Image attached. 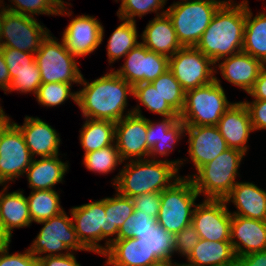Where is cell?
<instances>
[{
  "label": "cell",
  "instance_id": "60d3db41",
  "mask_svg": "<svg viewBox=\"0 0 266 266\" xmlns=\"http://www.w3.org/2000/svg\"><path fill=\"white\" fill-rule=\"evenodd\" d=\"M159 226L157 218L141 213L134 209V213L123 223L118 232V239L136 238L137 235L146 233Z\"/></svg>",
  "mask_w": 266,
  "mask_h": 266
},
{
  "label": "cell",
  "instance_id": "cb8c5ba5",
  "mask_svg": "<svg viewBox=\"0 0 266 266\" xmlns=\"http://www.w3.org/2000/svg\"><path fill=\"white\" fill-rule=\"evenodd\" d=\"M109 266H151L160 260L141 238L118 239L103 254Z\"/></svg>",
  "mask_w": 266,
  "mask_h": 266
},
{
  "label": "cell",
  "instance_id": "f1b7e54d",
  "mask_svg": "<svg viewBox=\"0 0 266 266\" xmlns=\"http://www.w3.org/2000/svg\"><path fill=\"white\" fill-rule=\"evenodd\" d=\"M246 0V19L242 52L251 55L266 65V13H253Z\"/></svg>",
  "mask_w": 266,
  "mask_h": 266
},
{
  "label": "cell",
  "instance_id": "d6a6232c",
  "mask_svg": "<svg viewBox=\"0 0 266 266\" xmlns=\"http://www.w3.org/2000/svg\"><path fill=\"white\" fill-rule=\"evenodd\" d=\"M114 197L104 198V207L108 221V247L118 240V232L123 223L134 213V204L130 197L118 192ZM111 236H115L110 238Z\"/></svg>",
  "mask_w": 266,
  "mask_h": 266
},
{
  "label": "cell",
  "instance_id": "30bf717a",
  "mask_svg": "<svg viewBox=\"0 0 266 266\" xmlns=\"http://www.w3.org/2000/svg\"><path fill=\"white\" fill-rule=\"evenodd\" d=\"M76 235L82 246L88 251L103 255L108 249V221L104 198L81 206H74L69 211ZM105 240L104 246L99 244Z\"/></svg>",
  "mask_w": 266,
  "mask_h": 266
},
{
  "label": "cell",
  "instance_id": "8fae6325",
  "mask_svg": "<svg viewBox=\"0 0 266 266\" xmlns=\"http://www.w3.org/2000/svg\"><path fill=\"white\" fill-rule=\"evenodd\" d=\"M50 32L36 18L6 10L1 22L0 44L36 54Z\"/></svg>",
  "mask_w": 266,
  "mask_h": 266
},
{
  "label": "cell",
  "instance_id": "8992f818",
  "mask_svg": "<svg viewBox=\"0 0 266 266\" xmlns=\"http://www.w3.org/2000/svg\"><path fill=\"white\" fill-rule=\"evenodd\" d=\"M234 102L227 99L220 80L185 92V104L179 119L185 126L217 125L222 115Z\"/></svg>",
  "mask_w": 266,
  "mask_h": 266
},
{
  "label": "cell",
  "instance_id": "9a60e30c",
  "mask_svg": "<svg viewBox=\"0 0 266 266\" xmlns=\"http://www.w3.org/2000/svg\"><path fill=\"white\" fill-rule=\"evenodd\" d=\"M124 58V64L114 71L133 87L139 83H151L169 70V57L150 51L142 43Z\"/></svg>",
  "mask_w": 266,
  "mask_h": 266
},
{
  "label": "cell",
  "instance_id": "f907efd6",
  "mask_svg": "<svg viewBox=\"0 0 266 266\" xmlns=\"http://www.w3.org/2000/svg\"><path fill=\"white\" fill-rule=\"evenodd\" d=\"M39 266H81L77 262L74 252L64 256H46L39 260Z\"/></svg>",
  "mask_w": 266,
  "mask_h": 266
},
{
  "label": "cell",
  "instance_id": "c3c4849f",
  "mask_svg": "<svg viewBox=\"0 0 266 266\" xmlns=\"http://www.w3.org/2000/svg\"><path fill=\"white\" fill-rule=\"evenodd\" d=\"M248 109L254 131L266 129V100L243 101Z\"/></svg>",
  "mask_w": 266,
  "mask_h": 266
},
{
  "label": "cell",
  "instance_id": "4316f807",
  "mask_svg": "<svg viewBox=\"0 0 266 266\" xmlns=\"http://www.w3.org/2000/svg\"><path fill=\"white\" fill-rule=\"evenodd\" d=\"M59 155L33 159L26 170V178L29 188L32 190H53L58 183H62L64 175L68 171L67 162L61 161Z\"/></svg>",
  "mask_w": 266,
  "mask_h": 266
},
{
  "label": "cell",
  "instance_id": "f5cc1de1",
  "mask_svg": "<svg viewBox=\"0 0 266 266\" xmlns=\"http://www.w3.org/2000/svg\"><path fill=\"white\" fill-rule=\"evenodd\" d=\"M248 94L254 100H266V65L262 67L253 88Z\"/></svg>",
  "mask_w": 266,
  "mask_h": 266
},
{
  "label": "cell",
  "instance_id": "484cf974",
  "mask_svg": "<svg viewBox=\"0 0 266 266\" xmlns=\"http://www.w3.org/2000/svg\"><path fill=\"white\" fill-rule=\"evenodd\" d=\"M8 185L0 191V221L4 231L12 237L14 228L29 227L32 223L28 202L23 191L7 192Z\"/></svg>",
  "mask_w": 266,
  "mask_h": 266
},
{
  "label": "cell",
  "instance_id": "e575fe53",
  "mask_svg": "<svg viewBox=\"0 0 266 266\" xmlns=\"http://www.w3.org/2000/svg\"><path fill=\"white\" fill-rule=\"evenodd\" d=\"M122 163L118 148L116 144H113L84 154L82 164L85 165L87 170L104 175L113 172Z\"/></svg>",
  "mask_w": 266,
  "mask_h": 266
},
{
  "label": "cell",
  "instance_id": "11a10c76",
  "mask_svg": "<svg viewBox=\"0 0 266 266\" xmlns=\"http://www.w3.org/2000/svg\"><path fill=\"white\" fill-rule=\"evenodd\" d=\"M58 9H59V13H58V16H63L64 14V16H70L71 17V15L73 14L72 13V11L70 12V10H69V12L67 11L68 10V5H70L71 3H68V2H64V0H50ZM66 4V5H65ZM67 6V7H66Z\"/></svg>",
  "mask_w": 266,
  "mask_h": 266
},
{
  "label": "cell",
  "instance_id": "7402d4cb",
  "mask_svg": "<svg viewBox=\"0 0 266 266\" xmlns=\"http://www.w3.org/2000/svg\"><path fill=\"white\" fill-rule=\"evenodd\" d=\"M228 205L232 202L237 209L232 216L266 221V190L252 182H237L223 199Z\"/></svg>",
  "mask_w": 266,
  "mask_h": 266
},
{
  "label": "cell",
  "instance_id": "83f0119b",
  "mask_svg": "<svg viewBox=\"0 0 266 266\" xmlns=\"http://www.w3.org/2000/svg\"><path fill=\"white\" fill-rule=\"evenodd\" d=\"M183 266H233L236 260L230 241L199 239Z\"/></svg>",
  "mask_w": 266,
  "mask_h": 266
},
{
  "label": "cell",
  "instance_id": "6f0895ef",
  "mask_svg": "<svg viewBox=\"0 0 266 266\" xmlns=\"http://www.w3.org/2000/svg\"><path fill=\"white\" fill-rule=\"evenodd\" d=\"M151 266H183V264L173 262L172 260H166V261H160V262L155 263Z\"/></svg>",
  "mask_w": 266,
  "mask_h": 266
},
{
  "label": "cell",
  "instance_id": "7dc6e473",
  "mask_svg": "<svg viewBox=\"0 0 266 266\" xmlns=\"http://www.w3.org/2000/svg\"><path fill=\"white\" fill-rule=\"evenodd\" d=\"M9 247L0 251V266H39V259L29 249L9 254Z\"/></svg>",
  "mask_w": 266,
  "mask_h": 266
},
{
  "label": "cell",
  "instance_id": "7a4b0ae2",
  "mask_svg": "<svg viewBox=\"0 0 266 266\" xmlns=\"http://www.w3.org/2000/svg\"><path fill=\"white\" fill-rule=\"evenodd\" d=\"M245 19L246 0L222 4L195 47L215 64L242 52Z\"/></svg>",
  "mask_w": 266,
  "mask_h": 266
},
{
  "label": "cell",
  "instance_id": "3957f363",
  "mask_svg": "<svg viewBox=\"0 0 266 266\" xmlns=\"http://www.w3.org/2000/svg\"><path fill=\"white\" fill-rule=\"evenodd\" d=\"M183 161L187 159L129 160L113 178L112 186L115 192L130 198L150 192L161 193L181 177L177 173Z\"/></svg>",
  "mask_w": 266,
  "mask_h": 266
},
{
  "label": "cell",
  "instance_id": "680465c9",
  "mask_svg": "<svg viewBox=\"0 0 266 266\" xmlns=\"http://www.w3.org/2000/svg\"><path fill=\"white\" fill-rule=\"evenodd\" d=\"M4 0H0V30H1V22H2V18H3V15L5 14V11L7 10L5 7H4ZM0 47H1V44H0Z\"/></svg>",
  "mask_w": 266,
  "mask_h": 266
},
{
  "label": "cell",
  "instance_id": "8d00e7d4",
  "mask_svg": "<svg viewBox=\"0 0 266 266\" xmlns=\"http://www.w3.org/2000/svg\"><path fill=\"white\" fill-rule=\"evenodd\" d=\"M151 83L161 97L180 114L185 104V91L175 79L173 73L167 70Z\"/></svg>",
  "mask_w": 266,
  "mask_h": 266
},
{
  "label": "cell",
  "instance_id": "836d02e7",
  "mask_svg": "<svg viewBox=\"0 0 266 266\" xmlns=\"http://www.w3.org/2000/svg\"><path fill=\"white\" fill-rule=\"evenodd\" d=\"M133 97L137 99L138 104H142L152 113L162 117H179V114L161 97L152 83L135 85Z\"/></svg>",
  "mask_w": 266,
  "mask_h": 266
},
{
  "label": "cell",
  "instance_id": "52a82bcc",
  "mask_svg": "<svg viewBox=\"0 0 266 266\" xmlns=\"http://www.w3.org/2000/svg\"><path fill=\"white\" fill-rule=\"evenodd\" d=\"M199 193L190 178L180 177L161 192L158 224L167 232L176 235L192 224L193 212Z\"/></svg>",
  "mask_w": 266,
  "mask_h": 266
},
{
  "label": "cell",
  "instance_id": "74e56055",
  "mask_svg": "<svg viewBox=\"0 0 266 266\" xmlns=\"http://www.w3.org/2000/svg\"><path fill=\"white\" fill-rule=\"evenodd\" d=\"M69 83H43L36 94V101L46 107H55L64 104L69 98L77 103V91H71Z\"/></svg>",
  "mask_w": 266,
  "mask_h": 266
},
{
  "label": "cell",
  "instance_id": "f6af8a7d",
  "mask_svg": "<svg viewBox=\"0 0 266 266\" xmlns=\"http://www.w3.org/2000/svg\"><path fill=\"white\" fill-rule=\"evenodd\" d=\"M199 240L198 233L195 227L190 224L182 229L179 233L174 235V248L175 253L181 257H188L193 248L197 245Z\"/></svg>",
  "mask_w": 266,
  "mask_h": 266
},
{
  "label": "cell",
  "instance_id": "f35d334b",
  "mask_svg": "<svg viewBox=\"0 0 266 266\" xmlns=\"http://www.w3.org/2000/svg\"><path fill=\"white\" fill-rule=\"evenodd\" d=\"M117 1L119 0H116V2ZM166 3V0H121L117 16L125 20L136 22V16L142 18L144 15L151 12H157L155 16L165 14L166 10L163 8Z\"/></svg>",
  "mask_w": 266,
  "mask_h": 266
},
{
  "label": "cell",
  "instance_id": "d6986e66",
  "mask_svg": "<svg viewBox=\"0 0 266 266\" xmlns=\"http://www.w3.org/2000/svg\"><path fill=\"white\" fill-rule=\"evenodd\" d=\"M13 123L20 129L31 155L52 157L61 155L59 133L39 117L25 116L23 125Z\"/></svg>",
  "mask_w": 266,
  "mask_h": 266
},
{
  "label": "cell",
  "instance_id": "4fadbf2b",
  "mask_svg": "<svg viewBox=\"0 0 266 266\" xmlns=\"http://www.w3.org/2000/svg\"><path fill=\"white\" fill-rule=\"evenodd\" d=\"M215 65L196 47H182L169 57V70L185 92L214 81L218 71Z\"/></svg>",
  "mask_w": 266,
  "mask_h": 266
},
{
  "label": "cell",
  "instance_id": "e0dca14e",
  "mask_svg": "<svg viewBox=\"0 0 266 266\" xmlns=\"http://www.w3.org/2000/svg\"><path fill=\"white\" fill-rule=\"evenodd\" d=\"M104 27L99 19L90 15H77L66 26L62 38L66 49L75 57H85L102 44Z\"/></svg>",
  "mask_w": 266,
  "mask_h": 266
},
{
  "label": "cell",
  "instance_id": "ee69618b",
  "mask_svg": "<svg viewBox=\"0 0 266 266\" xmlns=\"http://www.w3.org/2000/svg\"><path fill=\"white\" fill-rule=\"evenodd\" d=\"M9 72H20L29 68L35 54L19 51L11 47H0Z\"/></svg>",
  "mask_w": 266,
  "mask_h": 266
},
{
  "label": "cell",
  "instance_id": "ac0fdd59",
  "mask_svg": "<svg viewBox=\"0 0 266 266\" xmlns=\"http://www.w3.org/2000/svg\"><path fill=\"white\" fill-rule=\"evenodd\" d=\"M188 135V153L196 171L214 160L229 147L216 125L185 126Z\"/></svg>",
  "mask_w": 266,
  "mask_h": 266
},
{
  "label": "cell",
  "instance_id": "603a6c76",
  "mask_svg": "<svg viewBox=\"0 0 266 266\" xmlns=\"http://www.w3.org/2000/svg\"><path fill=\"white\" fill-rule=\"evenodd\" d=\"M215 68L220 70L222 77L230 84L249 93L257 80L264 64L249 54L240 52L223 58Z\"/></svg>",
  "mask_w": 266,
  "mask_h": 266
},
{
  "label": "cell",
  "instance_id": "681fc988",
  "mask_svg": "<svg viewBox=\"0 0 266 266\" xmlns=\"http://www.w3.org/2000/svg\"><path fill=\"white\" fill-rule=\"evenodd\" d=\"M185 124L182 120H178L161 139V156H167L172 153L176 143L186 136Z\"/></svg>",
  "mask_w": 266,
  "mask_h": 266
},
{
  "label": "cell",
  "instance_id": "bcb514c9",
  "mask_svg": "<svg viewBox=\"0 0 266 266\" xmlns=\"http://www.w3.org/2000/svg\"><path fill=\"white\" fill-rule=\"evenodd\" d=\"M131 199L134 204V209L154 218L158 217L161 204V193L150 192L133 196Z\"/></svg>",
  "mask_w": 266,
  "mask_h": 266
},
{
  "label": "cell",
  "instance_id": "d590c367",
  "mask_svg": "<svg viewBox=\"0 0 266 266\" xmlns=\"http://www.w3.org/2000/svg\"><path fill=\"white\" fill-rule=\"evenodd\" d=\"M136 238H141L151 252L160 260H172L175 253L174 248V235L167 232L160 225L157 229L147 231L146 233L137 235Z\"/></svg>",
  "mask_w": 266,
  "mask_h": 266
},
{
  "label": "cell",
  "instance_id": "b9f144b4",
  "mask_svg": "<svg viewBox=\"0 0 266 266\" xmlns=\"http://www.w3.org/2000/svg\"><path fill=\"white\" fill-rule=\"evenodd\" d=\"M4 7L11 12L33 17L34 15H58L59 9L50 0H9ZM13 3V5H12Z\"/></svg>",
  "mask_w": 266,
  "mask_h": 266
},
{
  "label": "cell",
  "instance_id": "4dcf8cb0",
  "mask_svg": "<svg viewBox=\"0 0 266 266\" xmlns=\"http://www.w3.org/2000/svg\"><path fill=\"white\" fill-rule=\"evenodd\" d=\"M122 23L112 32L107 42V57L109 65L125 57L141 42L138 40L136 22L119 18Z\"/></svg>",
  "mask_w": 266,
  "mask_h": 266
},
{
  "label": "cell",
  "instance_id": "7bdbcfd3",
  "mask_svg": "<svg viewBox=\"0 0 266 266\" xmlns=\"http://www.w3.org/2000/svg\"><path fill=\"white\" fill-rule=\"evenodd\" d=\"M178 120L179 117H163L159 122L148 119L147 146L151 160H155L157 155L161 156V139Z\"/></svg>",
  "mask_w": 266,
  "mask_h": 266
},
{
  "label": "cell",
  "instance_id": "5b68a950",
  "mask_svg": "<svg viewBox=\"0 0 266 266\" xmlns=\"http://www.w3.org/2000/svg\"><path fill=\"white\" fill-rule=\"evenodd\" d=\"M233 0H180L166 8L182 47H195L218 8Z\"/></svg>",
  "mask_w": 266,
  "mask_h": 266
},
{
  "label": "cell",
  "instance_id": "9f6ffc18",
  "mask_svg": "<svg viewBox=\"0 0 266 266\" xmlns=\"http://www.w3.org/2000/svg\"><path fill=\"white\" fill-rule=\"evenodd\" d=\"M11 240V237L4 231L0 221V251L10 246Z\"/></svg>",
  "mask_w": 266,
  "mask_h": 266
},
{
  "label": "cell",
  "instance_id": "2e32d148",
  "mask_svg": "<svg viewBox=\"0 0 266 266\" xmlns=\"http://www.w3.org/2000/svg\"><path fill=\"white\" fill-rule=\"evenodd\" d=\"M232 215L224 200L204 199L192 217L199 239L230 241Z\"/></svg>",
  "mask_w": 266,
  "mask_h": 266
},
{
  "label": "cell",
  "instance_id": "7c38bea8",
  "mask_svg": "<svg viewBox=\"0 0 266 266\" xmlns=\"http://www.w3.org/2000/svg\"><path fill=\"white\" fill-rule=\"evenodd\" d=\"M9 119L0 127V181L7 185L20 176L33 161L20 129Z\"/></svg>",
  "mask_w": 266,
  "mask_h": 266
},
{
  "label": "cell",
  "instance_id": "5bb4252c",
  "mask_svg": "<svg viewBox=\"0 0 266 266\" xmlns=\"http://www.w3.org/2000/svg\"><path fill=\"white\" fill-rule=\"evenodd\" d=\"M132 110L133 113L116 122L115 127V144L123 162L149 158L148 118L142 115L140 104Z\"/></svg>",
  "mask_w": 266,
  "mask_h": 266
},
{
  "label": "cell",
  "instance_id": "f546056e",
  "mask_svg": "<svg viewBox=\"0 0 266 266\" xmlns=\"http://www.w3.org/2000/svg\"><path fill=\"white\" fill-rule=\"evenodd\" d=\"M79 140L84 154L115 144L116 123L110 120L84 118Z\"/></svg>",
  "mask_w": 266,
  "mask_h": 266
},
{
  "label": "cell",
  "instance_id": "44dd1931",
  "mask_svg": "<svg viewBox=\"0 0 266 266\" xmlns=\"http://www.w3.org/2000/svg\"><path fill=\"white\" fill-rule=\"evenodd\" d=\"M230 242L236 257L266 250V221L232 216Z\"/></svg>",
  "mask_w": 266,
  "mask_h": 266
},
{
  "label": "cell",
  "instance_id": "db71d44e",
  "mask_svg": "<svg viewBox=\"0 0 266 266\" xmlns=\"http://www.w3.org/2000/svg\"><path fill=\"white\" fill-rule=\"evenodd\" d=\"M10 83L8 67L0 49V89L4 91V94L8 91Z\"/></svg>",
  "mask_w": 266,
  "mask_h": 266
},
{
  "label": "cell",
  "instance_id": "d4e9b609",
  "mask_svg": "<svg viewBox=\"0 0 266 266\" xmlns=\"http://www.w3.org/2000/svg\"><path fill=\"white\" fill-rule=\"evenodd\" d=\"M142 44L150 51L173 56L182 48L168 15L162 14L149 21L141 34Z\"/></svg>",
  "mask_w": 266,
  "mask_h": 266
},
{
  "label": "cell",
  "instance_id": "ba28073f",
  "mask_svg": "<svg viewBox=\"0 0 266 266\" xmlns=\"http://www.w3.org/2000/svg\"><path fill=\"white\" fill-rule=\"evenodd\" d=\"M75 58L77 57L66 49L63 39L59 43L58 39L49 33L35 54L42 84L55 82L80 84L83 74Z\"/></svg>",
  "mask_w": 266,
  "mask_h": 266
},
{
  "label": "cell",
  "instance_id": "6da1fadb",
  "mask_svg": "<svg viewBox=\"0 0 266 266\" xmlns=\"http://www.w3.org/2000/svg\"><path fill=\"white\" fill-rule=\"evenodd\" d=\"M77 91V105L83 117L93 120L118 122L133 113L126 107L128 95L133 96L134 87L121 78L113 69L89 83L82 75Z\"/></svg>",
  "mask_w": 266,
  "mask_h": 266
},
{
  "label": "cell",
  "instance_id": "91938a15",
  "mask_svg": "<svg viewBox=\"0 0 266 266\" xmlns=\"http://www.w3.org/2000/svg\"><path fill=\"white\" fill-rule=\"evenodd\" d=\"M9 119V115L5 114V111H0V127Z\"/></svg>",
  "mask_w": 266,
  "mask_h": 266
},
{
  "label": "cell",
  "instance_id": "1f68e13d",
  "mask_svg": "<svg viewBox=\"0 0 266 266\" xmlns=\"http://www.w3.org/2000/svg\"><path fill=\"white\" fill-rule=\"evenodd\" d=\"M32 222H40L57 216L64 211L59 193L53 190H31L26 197Z\"/></svg>",
  "mask_w": 266,
  "mask_h": 266
},
{
  "label": "cell",
  "instance_id": "816d5d0a",
  "mask_svg": "<svg viewBox=\"0 0 266 266\" xmlns=\"http://www.w3.org/2000/svg\"><path fill=\"white\" fill-rule=\"evenodd\" d=\"M233 266H266V250L238 256Z\"/></svg>",
  "mask_w": 266,
  "mask_h": 266
},
{
  "label": "cell",
  "instance_id": "9c48e42d",
  "mask_svg": "<svg viewBox=\"0 0 266 266\" xmlns=\"http://www.w3.org/2000/svg\"><path fill=\"white\" fill-rule=\"evenodd\" d=\"M37 224L44 226L28 249L39 260L46 256H64L74 250L87 251L78 240L72 219L65 211Z\"/></svg>",
  "mask_w": 266,
  "mask_h": 266
},
{
  "label": "cell",
  "instance_id": "ffe728a7",
  "mask_svg": "<svg viewBox=\"0 0 266 266\" xmlns=\"http://www.w3.org/2000/svg\"><path fill=\"white\" fill-rule=\"evenodd\" d=\"M216 126L229 148L247 153L249 148L247 142L254 130L248 109L243 101L233 103Z\"/></svg>",
  "mask_w": 266,
  "mask_h": 266
},
{
  "label": "cell",
  "instance_id": "ab89813d",
  "mask_svg": "<svg viewBox=\"0 0 266 266\" xmlns=\"http://www.w3.org/2000/svg\"><path fill=\"white\" fill-rule=\"evenodd\" d=\"M9 76L11 83L7 93H11L12 91H17L18 93L19 91L25 94L33 93L36 96L42 84L40 70L36 60L29 65V68L23 71L9 72Z\"/></svg>",
  "mask_w": 266,
  "mask_h": 266
},
{
  "label": "cell",
  "instance_id": "277c9868",
  "mask_svg": "<svg viewBox=\"0 0 266 266\" xmlns=\"http://www.w3.org/2000/svg\"><path fill=\"white\" fill-rule=\"evenodd\" d=\"M245 155L238 149L228 148L196 174L183 177L193 181L199 196L203 194L205 199L223 200L238 182V169Z\"/></svg>",
  "mask_w": 266,
  "mask_h": 266
}]
</instances>
